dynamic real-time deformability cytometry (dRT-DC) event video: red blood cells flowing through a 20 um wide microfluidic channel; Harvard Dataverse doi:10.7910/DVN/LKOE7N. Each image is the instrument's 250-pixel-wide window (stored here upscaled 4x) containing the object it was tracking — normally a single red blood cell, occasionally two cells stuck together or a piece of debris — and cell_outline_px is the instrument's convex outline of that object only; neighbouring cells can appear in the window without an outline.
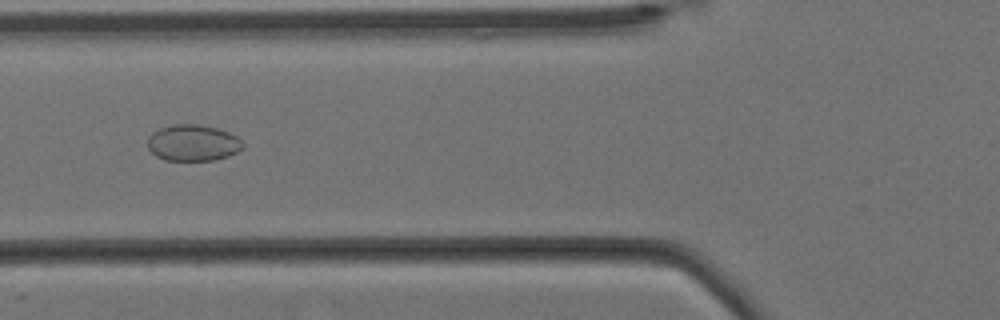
{"species": "Egyptian fruit bat (a non-hibernating species)", "species_latin": "Rousettus aegyptiacus", "temperature_condition": "cold", "stored_images_in_passage": 51, "camera_frame_rate_fps": 3000, "um_per_image_px": 0.085, "animal": {"sex": "female"}, "frame": {"image": 1, "passage_image": 14, "time_ms": 4.333, "image_size_px": [1000, 320], "cell_outline_px": [[244, 144], [236, 152], [228, 156], [212, 160], [164, 160], [156, 156], [148, 148], [148, 136], [152, 132], [160, 128], [172, 124], [196, 124], [216, 128], [228, 132], [236, 136]], "centroid_in_image_um": [16.36, 12.14], "position_along_channel_um": 109.4, "area_um2": 20.0}}
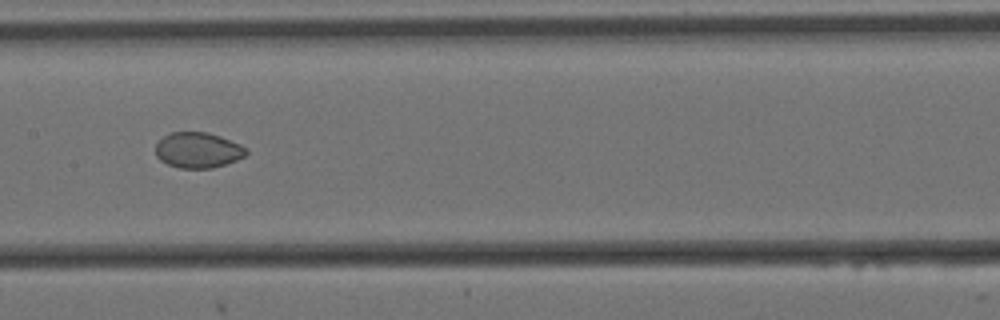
{"frame": {"image": 2, "passage_image": 21, "time_ms": 6.667, "image_size_px": [1000, 320], "cell_outline_px": [[248, 152], [244, 156], [236, 160], [212, 168], [180, 168], [168, 164], [160, 160], [156, 156], [156, 144], [164, 136], [172, 132], [208, 132], [220, 136], [240, 144], [248, 148]], "centroid_in_image_um": [16.84, 12.76], "position_along_channel_um": 190.6, "area_um2": 18.73}}
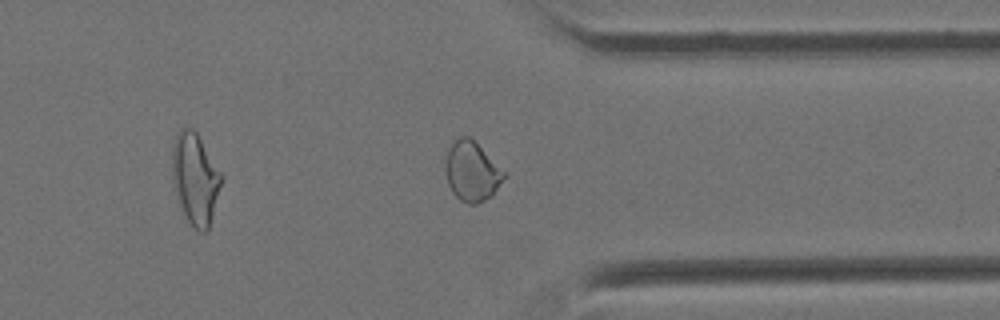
{"frame": {"image": 3, "passage_image": 37, "time_ms": 12.0, "image_size_px": [1000, 320], "cell_outline_px": [[508, 176], [492, 196], [476, 204], [468, 204], [460, 200], [452, 192], [448, 184], [444, 160], [444, 156], [448, 148], [460, 136], [468, 136]], "centroid_in_image_um": [40.09, 14.61], "position_along_channel_um": 371.3, "area_um2": 20.17}, "authors_computed_cell_mechanics": {"area_um2": 20.5768, "velocity_mm_per_s": 3.4574, "shape_relaxation_time_tau1_ms": null, "shape_relaxation_time_tau2_ms": 2.3797, "deformation_change_tau1": null, "deformation_change_tau2": 0.0325}}